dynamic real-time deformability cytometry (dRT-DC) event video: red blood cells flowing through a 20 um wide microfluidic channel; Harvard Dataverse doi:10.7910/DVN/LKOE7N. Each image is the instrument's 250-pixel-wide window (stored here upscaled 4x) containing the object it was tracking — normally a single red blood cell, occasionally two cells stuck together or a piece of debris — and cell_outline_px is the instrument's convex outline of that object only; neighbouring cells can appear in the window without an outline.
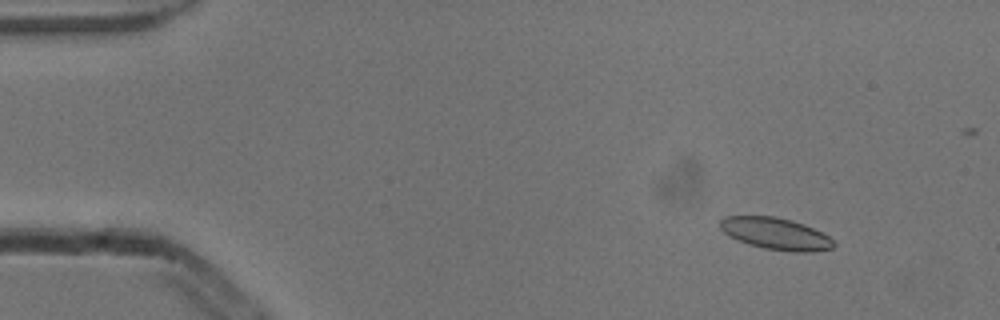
{"species": "common noctule bat (a hibernating species)", "species_latin": "Nyctalus noctula", "temperature_condition": "cold", "stored_images_in_passage": 5, "camera_frame_rate_fps": 3000, "um_per_image_px": 0.085, "animal": {"sex": "male", "body_mass_g": 13.3}, "frame": {"image": 1, "passage_image": 2, "time_ms": 0.333, "image_size_px": [1000, 320], "cell_outline_px": [[836, 244], [832, 248], [812, 252], [792, 252], [764, 248], [748, 244], [736, 240], [728, 236], [720, 228], [720, 220], [724, 216], [776, 216], [792, 220], [804, 224], [828, 236]], "centroid_in_image_um": [65.91, 19.86], "position_along_channel_um": 19.1, "area_um2": 21.15}}
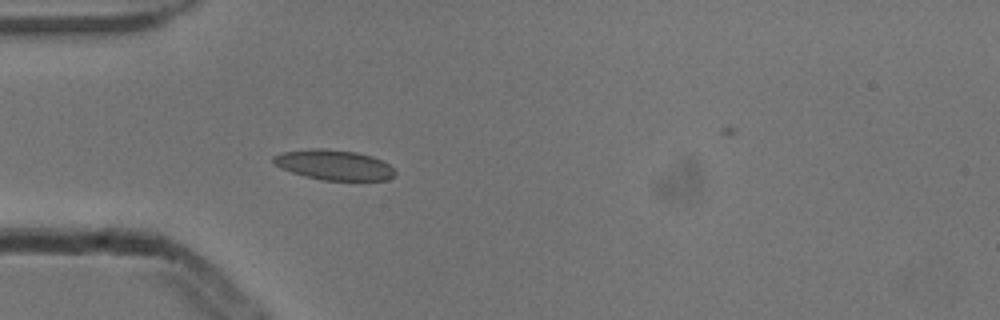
{"frame": {"image": 2, "passage_image": 5, "time_ms": 1.333, "image_size_px": [1000, 320], "cell_outline_px": [[396, 176], [388, 180], [320, 180], [304, 176], [280, 168], [272, 164], [272, 156], [280, 152], [308, 148], [324, 148], [356, 152], [372, 156], [388, 164], [396, 172]], "centroid_in_image_um": [28.34, 14.01], "position_along_channel_um": 56.7, "area_um2": 21.68}}